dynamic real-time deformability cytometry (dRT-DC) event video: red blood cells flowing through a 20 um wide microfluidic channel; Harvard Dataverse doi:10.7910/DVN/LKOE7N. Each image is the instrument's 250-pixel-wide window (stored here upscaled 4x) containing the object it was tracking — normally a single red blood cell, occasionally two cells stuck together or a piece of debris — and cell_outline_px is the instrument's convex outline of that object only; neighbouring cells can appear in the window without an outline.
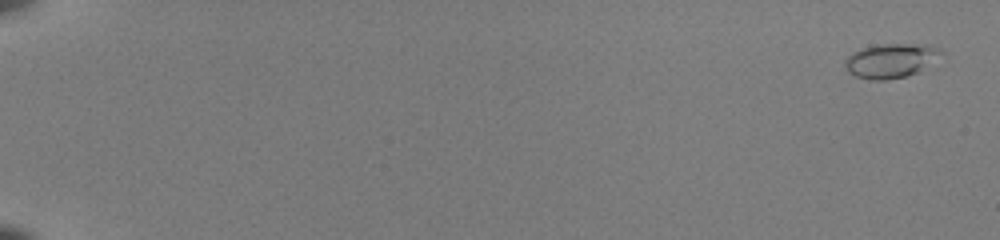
{"species": "common noctule bat (a hibernating species)", "species_latin": "Nyctalus noctula", "temperature_condition": "room temperature", "stored_images_in_passage": 56, "camera_frame_rate_fps": 3000, "um_per_image_px": 0.085, "animal": {"sex": "female", "body_mass_g": 22.0, "forearm_length_mm": 56.7}, "frame": {"image": 1, "passage_image": 3, "time_ms": 0.667, "image_size_px": [1000, 240], "cell_outline_px": [[944, 52], [916, 72], [908, 76], [884, 80], [872, 80], [856, 76], [848, 72], [844, 64], [844, 60], [852, 52], [860, 48], [884, 44], [908, 44], [936, 48]], "centroid_in_image_um": [75.6, 5.17], "position_along_channel_um": 9.4, "area_um2": 18.61}}
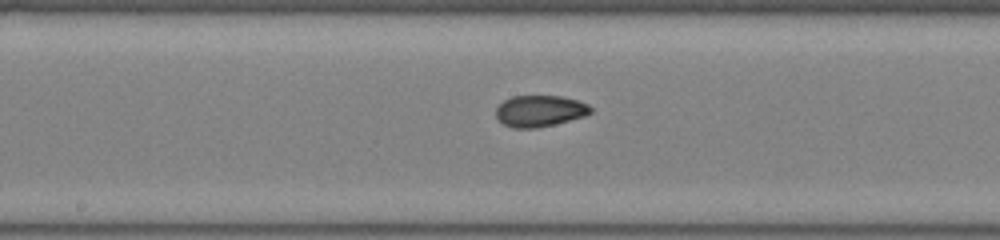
{"frame": {"image": 2, "passage_image": 33, "time_ms": 10.667, "image_size_px": [1000, 240], "cell_outline_px": [[592, 112], [584, 116], [536, 128], [512, 128], [504, 124], [496, 116], [496, 108], [504, 100], [512, 96], [564, 96], [588, 104], [592, 108]], "centroid_in_image_um": [45.87, 9.42], "position_along_channel_um": 202.3, "area_um2": 17.17}}
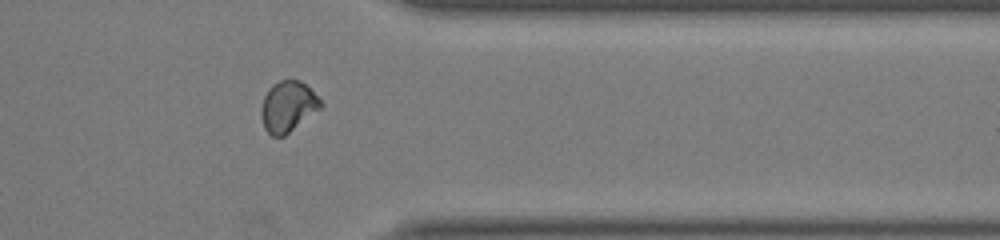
{"frame": {"image": 3, "passage_image": 47, "time_ms": 15.333, "image_size_px": [1000, 240], "cell_outline_px": [[324, 104], [320, 108], [284, 136], [272, 136], [264, 128], [260, 116], [260, 108], [264, 96], [268, 88], [272, 84], [280, 80], [300, 80]], "centroid_in_image_um": [24.42, 9.05], "position_along_channel_um": 387.0, "area_um2": 17.4}}